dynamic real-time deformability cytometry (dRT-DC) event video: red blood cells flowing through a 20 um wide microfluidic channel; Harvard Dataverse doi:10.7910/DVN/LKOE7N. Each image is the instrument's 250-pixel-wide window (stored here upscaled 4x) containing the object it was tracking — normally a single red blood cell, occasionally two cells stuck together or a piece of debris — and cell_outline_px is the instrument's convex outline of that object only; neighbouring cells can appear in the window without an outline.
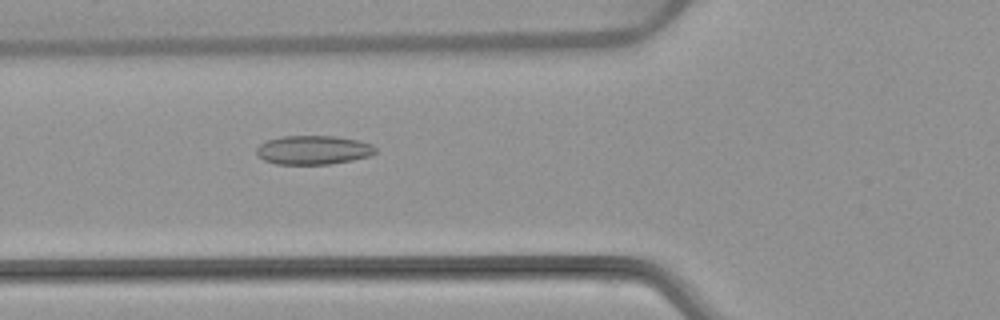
{"species": "common noctule bat (a hibernating species)", "species_latin": "Nyctalus noctula", "temperature_condition": "warm", "stored_images_in_passage": 6, "camera_frame_rate_fps": 3000, "um_per_image_px": 0.085, "animal": {"sex": "female", "body_mass_g": 22.7, "forearm_length_mm": 54.2}, "frame": {"image": 1, "passage_image": 6, "time_ms": 6.0, "image_size_px": [1000, 320], "cell_outline_px": [[376, 152], [368, 156], [352, 160], [328, 164], [276, 164], [264, 160], [256, 152], [256, 148], [260, 144], [268, 140], [280, 136], [336, 136], [356, 140], [372, 144], [376, 148]], "centroid_in_image_um": [26.62, 12.74], "position_along_channel_um": 99.2, "area_um2": 19.94}}